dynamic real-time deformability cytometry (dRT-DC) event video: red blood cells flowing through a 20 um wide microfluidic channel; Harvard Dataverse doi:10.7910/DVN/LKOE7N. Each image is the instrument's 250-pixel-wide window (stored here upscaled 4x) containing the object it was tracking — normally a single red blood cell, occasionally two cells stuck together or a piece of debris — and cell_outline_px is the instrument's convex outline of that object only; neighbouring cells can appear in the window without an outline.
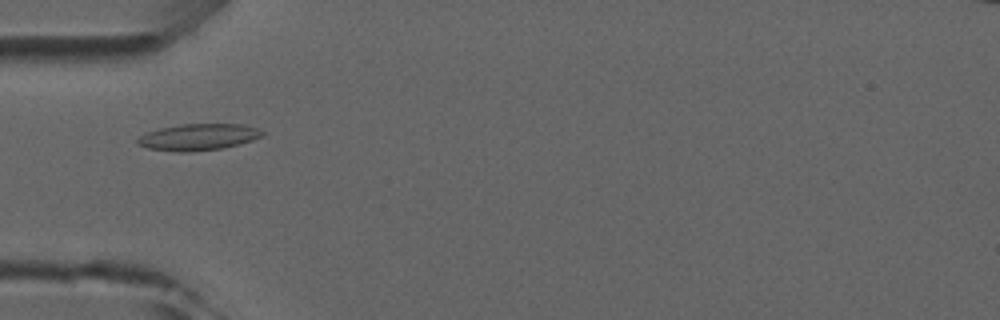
{"species": "common noctule bat (a hibernating species)", "species_latin": "Nyctalus noctula", "temperature_condition": "room temperature", "stored_images_in_passage": 6, "camera_frame_rate_fps": 3000, "um_per_image_px": 0.085, "animal": {"sex": "male", "forearm_length_mm": 52.5}, "frame": {"image": 1, "passage_image": 5, "time_ms": 4.667, "image_size_px": [1000, 320], "cell_outline_px": [[264, 136], [240, 144], [224, 148], [188, 152], [176, 152], [148, 148], [136, 144], [136, 140], [140, 136], [148, 132], [160, 128], [180, 124], [244, 124], [256, 128], [264, 132]], "centroid_in_image_um": [16.87, 11.65], "position_along_channel_um": 68.1, "area_um2": 19.36}}
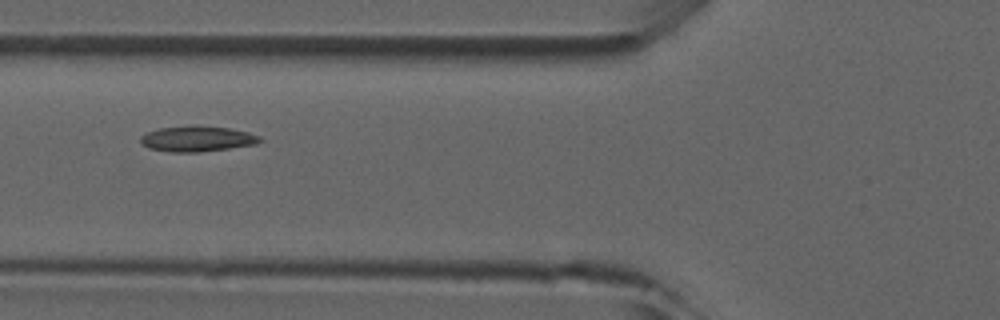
{"frame": {"image": 2, "passage_image": 6, "time_ms": 5.667, "image_size_px": [1000, 320], "cell_outline_px": [[264, 140], [256, 144], [200, 152], [168, 152], [148, 148], [140, 144], [140, 136], [148, 132], [160, 128], [192, 124], [196, 124], [228, 128], [248, 132], [260, 136]], "centroid_in_image_um": [16.74, 11.78], "position_along_channel_um": 109.1, "area_um2": 18.09}}